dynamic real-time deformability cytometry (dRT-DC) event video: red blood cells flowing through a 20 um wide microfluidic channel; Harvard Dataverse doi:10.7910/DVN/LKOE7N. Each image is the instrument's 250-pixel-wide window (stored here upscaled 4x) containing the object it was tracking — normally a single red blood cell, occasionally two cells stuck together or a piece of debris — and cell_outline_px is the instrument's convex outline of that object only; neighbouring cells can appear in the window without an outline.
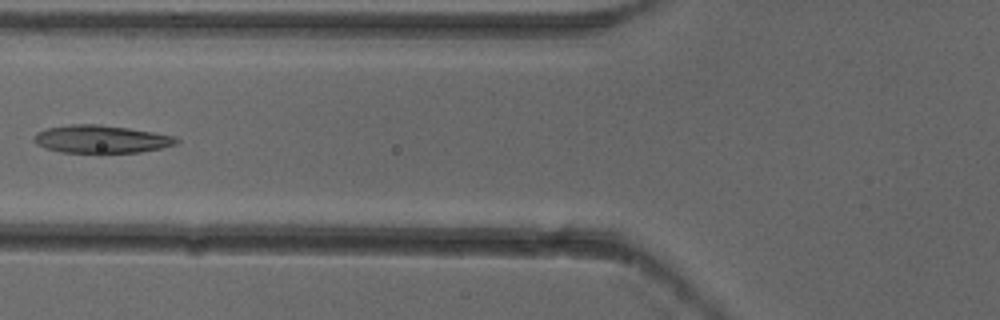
{"species": "common noctule bat (a hibernating species)", "species_latin": "Nyctalus noctula", "temperature_condition": "cold", "stored_images_in_passage": 7, "camera_frame_rate_fps": 3000, "um_per_image_px": 0.085, "animal": {"sex": "female"}, "frame": {"image": 1, "passage_image": 6, "time_ms": 1.667, "image_size_px": [1000, 320], "cell_outline_px": [[180, 140], [176, 144], [164, 148], [140, 152], [100, 156], [96, 156], [60, 152], [36, 144], [32, 140], [36, 132], [48, 128], [72, 124], [100, 124], [128, 128], [176, 136]], "centroid_in_image_um": [8.61, 11.88], "position_along_channel_um": 117.2, "area_um2": 24.22}}
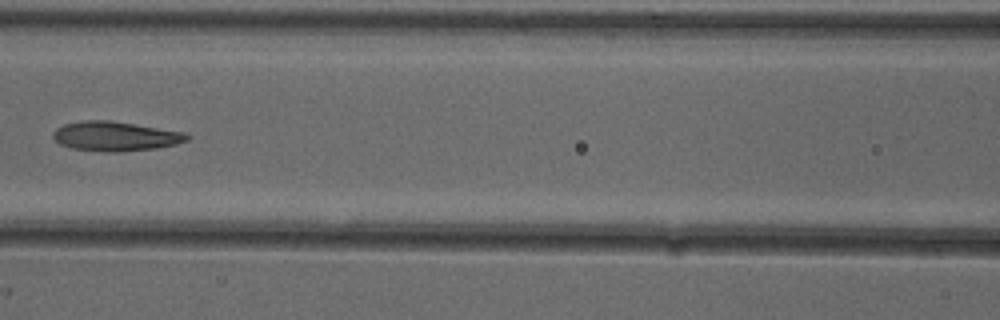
{"frame": {"image": 2, "passage_image": 7, "time_ms": 2.0, "image_size_px": [1000, 320], "cell_outline_px": [[192, 136], [188, 140], [176, 144], [156, 148], [116, 152], [104, 152], [72, 148], [60, 144], [52, 136], [52, 132], [56, 128], [64, 124], [84, 120], [112, 120], [184, 132]], "centroid_in_image_um": [9.81, 11.57], "position_along_channel_um": 156.8, "area_um2": 23.12}}